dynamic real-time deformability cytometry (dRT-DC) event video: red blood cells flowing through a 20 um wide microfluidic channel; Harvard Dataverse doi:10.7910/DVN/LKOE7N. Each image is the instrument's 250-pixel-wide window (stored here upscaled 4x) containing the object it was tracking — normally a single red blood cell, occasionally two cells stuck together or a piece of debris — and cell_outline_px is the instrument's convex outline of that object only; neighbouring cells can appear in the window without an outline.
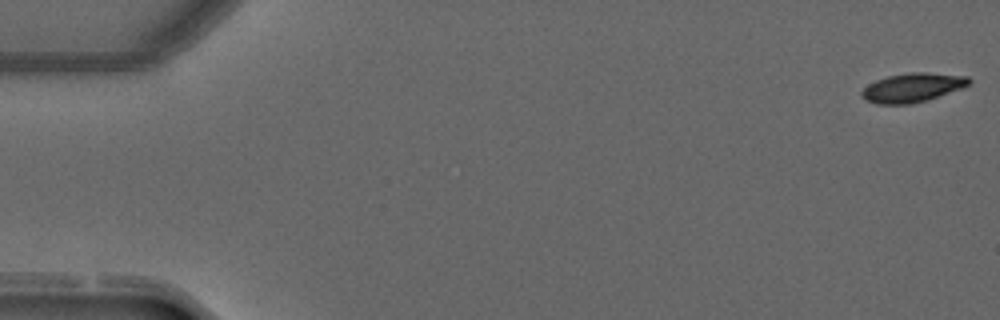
{"species": "common noctule bat (a hibernating species)", "species_latin": "Nyctalus noctula", "temperature_condition": "warm", "stored_images_in_passage": 51, "camera_frame_rate_fps": 3000, "um_per_image_px": 0.085, "animal": {"sex": "male", "forearm_length_mm": 52.5}, "frame": {"image": 1, "passage_image": 1, "time_ms": 0.0, "image_size_px": [1000, 320], "cell_outline_px": [[972, 80], [968, 84], [960, 88], [928, 100], [912, 104], [876, 104], [864, 100], [860, 96], [860, 92], [868, 84], [876, 80], [888, 76], [912, 72], [924, 72], [968, 76]], "centroid_in_image_um": [77.51, 7.45], "position_along_channel_um": 7.5, "area_um2": 18.15}}
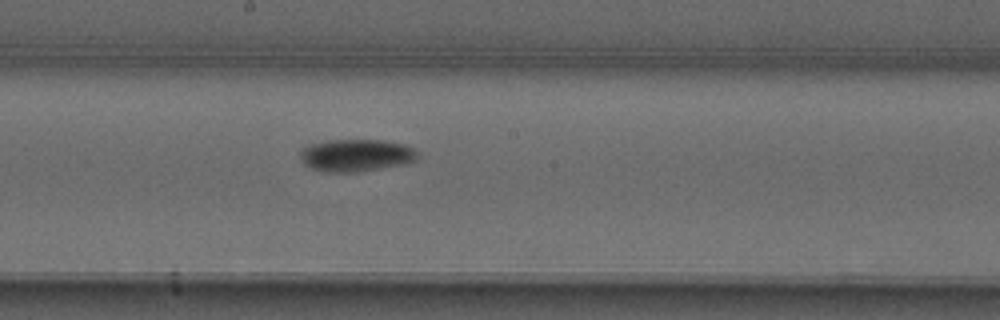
{"frame": {"image": 2, "passage_image": 28, "time_ms": 9.0, "image_size_px": [1000, 320], "cell_outline_px": [[420, 156], [416, 160], [400, 164], [356, 172], [328, 172], [312, 168], [304, 164], [300, 156], [300, 148], [308, 144], [328, 140], [384, 140], [404, 144], [412, 148]], "centroid_in_image_um": [30.22, 13.18], "position_along_channel_um": 218.0, "area_um2": 22.02}}
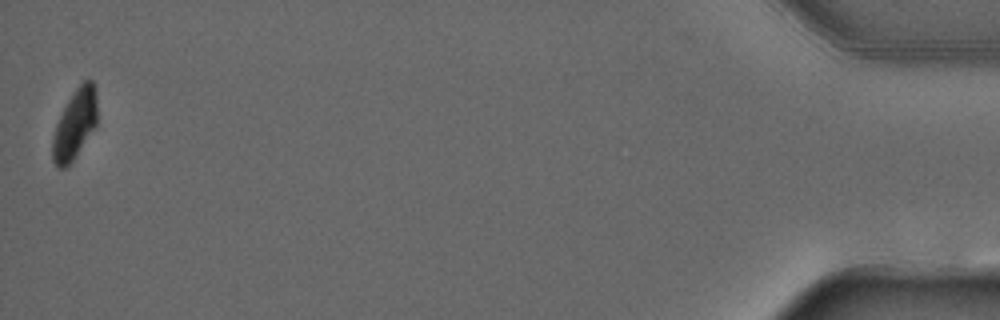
{"frame": {"image": 3, "passage_image": 51, "time_ms": 16.667, "image_size_px": [1000, 320], "cell_outline_px": [[96, 128], [68, 168], [56, 168], [52, 160], [52, 136], [56, 124], [68, 100], [76, 88], [84, 80], [92, 80], [96, 88]], "centroid_in_image_um": [6.36, 10.62], "position_along_channel_um": 428.8, "area_um2": 18.44}, "authors_computed_cell_mechanics": {"area_um2": 19.652, "velocity_mm_per_s": 4.01, "shape_relaxation_time_tau1_ms": 4.4492, "shape_relaxation_time_tau2_ms": 5.4481, "deformation_change_tau1": 0.1639, "deformation_change_tau2": 0.064}}